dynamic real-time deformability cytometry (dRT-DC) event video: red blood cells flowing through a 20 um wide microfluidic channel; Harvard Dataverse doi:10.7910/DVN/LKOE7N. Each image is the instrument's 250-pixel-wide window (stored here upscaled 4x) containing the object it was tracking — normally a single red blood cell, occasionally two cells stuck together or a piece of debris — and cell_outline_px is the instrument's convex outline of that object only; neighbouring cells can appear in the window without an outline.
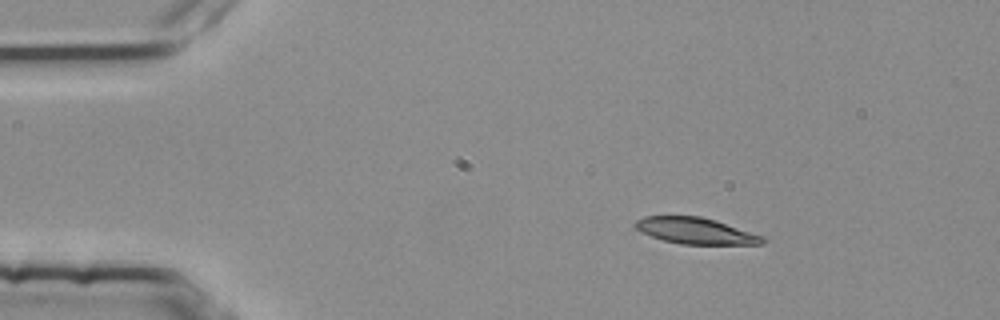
{"species": "common noctule bat (a hibernating species)", "species_latin": "Nyctalus noctula", "temperature_condition": "room temperature", "stored_images_in_passage": 3, "camera_frame_rate_fps": 3000, "um_per_image_px": 0.085, "animal": {"sex": "female", "body_mass_g": 25.1}, "frame": {"image": 1, "passage_image": 1, "time_ms": 0.0, "image_size_px": [1000, 320], "cell_outline_px": [[768, 240], [764, 244], [680, 244], [664, 240], [640, 232], [632, 224], [636, 220], [644, 216], [700, 216], [716, 220], [764, 236]], "centroid_in_image_um": [59.14, 19.62], "position_along_channel_um": 25.9, "area_um2": 19.59}}
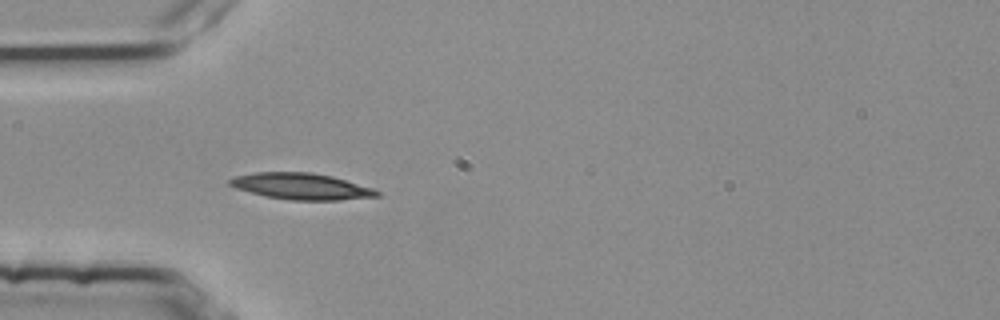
{"frame": {"image": 2, "passage_image": 3, "time_ms": 0.667, "image_size_px": [1000, 320], "cell_outline_px": [[380, 196], [340, 200], [288, 200], [264, 196], [236, 188], [228, 184], [228, 180], [236, 176], [256, 172], [312, 172], [332, 176], [376, 188], [380, 192]], "centroid_in_image_um": [25.65, 15.84], "position_along_channel_um": 59.3, "area_um2": 22.77}}